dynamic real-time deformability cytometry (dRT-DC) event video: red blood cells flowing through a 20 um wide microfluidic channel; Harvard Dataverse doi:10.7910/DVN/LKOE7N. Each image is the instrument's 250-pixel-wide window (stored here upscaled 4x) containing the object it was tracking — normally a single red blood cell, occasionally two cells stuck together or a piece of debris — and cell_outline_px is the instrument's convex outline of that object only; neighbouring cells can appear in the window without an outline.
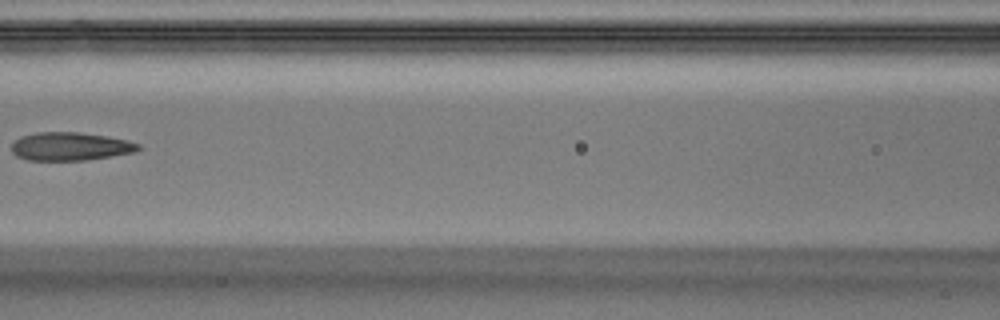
{"species": "Egyptian fruit bat (a non-hibernating species)", "species_latin": "Rousettus aegyptiacus", "temperature_condition": "warm", "stored_images_in_passage": 7, "camera_frame_rate_fps": 3000, "um_per_image_px": 0.085, "animal": {"sex": "male"}, "frame": {"image": 1, "passage_image": 7, "time_ms": 2.0, "image_size_px": [1000, 320], "cell_outline_px": [[140, 148], [136, 152], [84, 160], [28, 160], [16, 156], [12, 152], [12, 144], [20, 136], [36, 132], [80, 132], [128, 140], [140, 144]], "centroid_in_image_um": [5.96, 12.44], "position_along_channel_um": 160.6, "area_um2": 20.81}}